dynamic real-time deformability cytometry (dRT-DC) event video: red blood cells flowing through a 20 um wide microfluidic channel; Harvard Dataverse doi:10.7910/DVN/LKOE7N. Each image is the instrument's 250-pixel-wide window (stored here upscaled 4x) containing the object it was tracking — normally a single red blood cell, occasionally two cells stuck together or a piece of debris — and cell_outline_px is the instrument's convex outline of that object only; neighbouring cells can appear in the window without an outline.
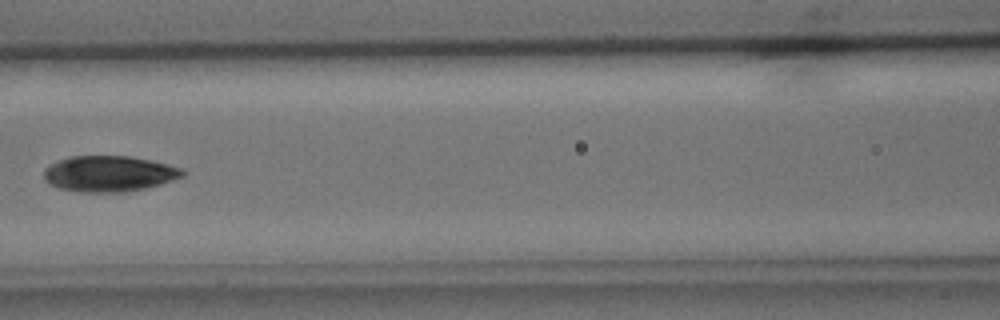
{"species": "common noctule bat (a hibernating species)", "species_latin": "Nyctalus noctula", "temperature_condition": "cold", "stored_images_in_passage": 6, "camera_frame_rate_fps": 3000, "um_per_image_px": 0.085, "animal": {"sex": "male", "body_mass_g": 15.6}, "frame": {"image": 1, "passage_image": 5, "time_ms": 5.667, "image_size_px": [1000, 320], "cell_outline_px": [[184, 176], [160, 184], [144, 188], [124, 192], [80, 192], [60, 188], [44, 180], [44, 168], [60, 160], [72, 156], [132, 156], [152, 160], [184, 168]], "centroid_in_image_um": [9.3, 14.76], "position_along_channel_um": 157.3, "area_um2": 28.9}}
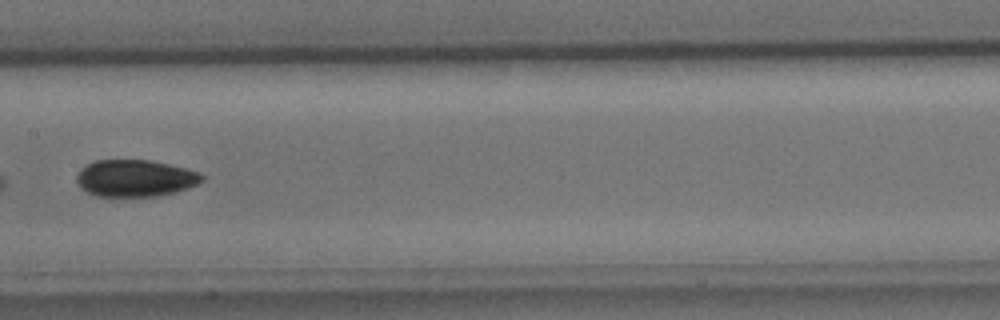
{"frame": {"image": 2, "passage_image": 6, "time_ms": 6.667, "image_size_px": [1000, 320], "cell_outline_px": [[204, 180], [188, 188], [160, 196], [96, 196], [80, 188], [76, 180], [76, 176], [80, 168], [96, 160], [152, 160], [200, 172], [204, 176]], "centroid_in_image_um": [11.48, 15.15], "position_along_channel_um": 195.9, "area_um2": 26.99}}